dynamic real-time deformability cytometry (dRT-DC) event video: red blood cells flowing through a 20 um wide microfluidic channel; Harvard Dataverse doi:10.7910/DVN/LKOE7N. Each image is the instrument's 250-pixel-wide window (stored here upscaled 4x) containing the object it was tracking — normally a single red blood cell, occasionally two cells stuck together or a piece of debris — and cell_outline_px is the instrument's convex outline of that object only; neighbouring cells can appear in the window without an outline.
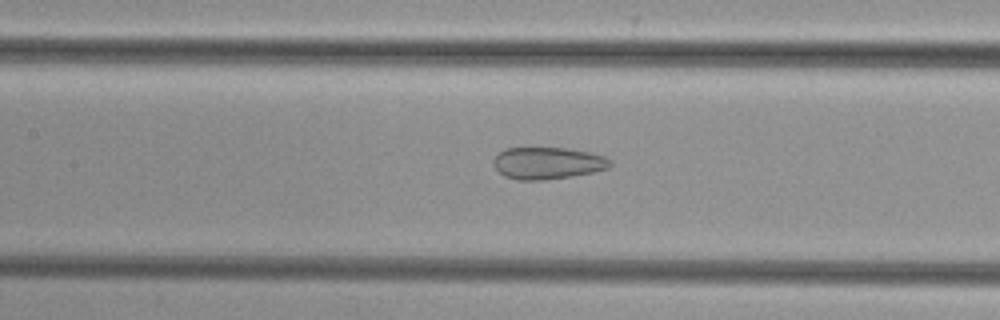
{"species": "common noctule bat (a hibernating species)", "species_latin": "Nyctalus noctula", "temperature_condition": "cold", "stored_images_in_passage": 45, "camera_frame_rate_fps": 3000, "um_per_image_px": 0.085, "animal": {"sex": "female", "body_mass_g": 29.2, "forearm_length_mm": 56.3}, "frame": {"image": 1, "passage_image": 17, "time_ms": 5.333, "image_size_px": [1000, 320], "cell_outline_px": [[612, 164], [608, 168], [592, 172], [572, 176], [544, 180], [516, 180], [504, 176], [492, 164], [492, 160], [504, 148], [568, 148], [592, 152], [604, 156], [612, 160]], "centroid_in_image_um": [46.55, 13.86], "position_along_channel_um": 160.8, "area_um2": 21.91}}
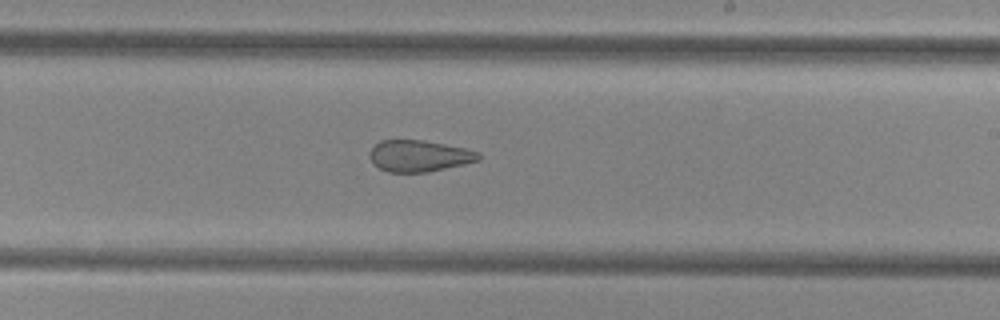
{"frame": {"image": 2, "passage_image": 24, "time_ms": 7.667, "image_size_px": [1000, 320], "cell_outline_px": [[480, 160], [464, 164], [428, 172], [388, 172], [380, 168], [368, 156], [368, 152], [380, 140], [424, 140], [464, 148], [480, 152]], "centroid_in_image_um": [35.63, 13.25], "position_along_channel_um": 253.4, "area_um2": 19.88}}
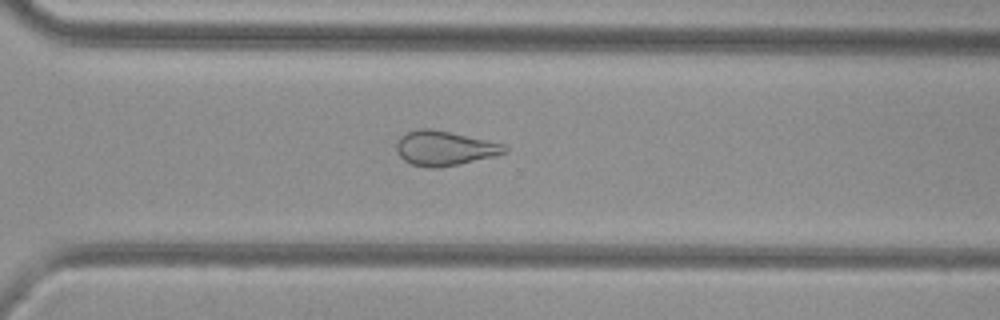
{"frame": {"image": 3, "passage_image": 30, "time_ms": 9.667, "image_size_px": [1000, 320], "cell_outline_px": [[508, 152], [496, 156], [460, 164], [440, 168], [428, 168], [412, 164], [404, 160], [396, 152], [396, 144], [400, 136], [416, 128], [432, 128], [504, 144], [508, 148]], "centroid_in_image_um": [37.78, 12.6], "position_along_channel_um": 332.8, "area_um2": 22.02}}